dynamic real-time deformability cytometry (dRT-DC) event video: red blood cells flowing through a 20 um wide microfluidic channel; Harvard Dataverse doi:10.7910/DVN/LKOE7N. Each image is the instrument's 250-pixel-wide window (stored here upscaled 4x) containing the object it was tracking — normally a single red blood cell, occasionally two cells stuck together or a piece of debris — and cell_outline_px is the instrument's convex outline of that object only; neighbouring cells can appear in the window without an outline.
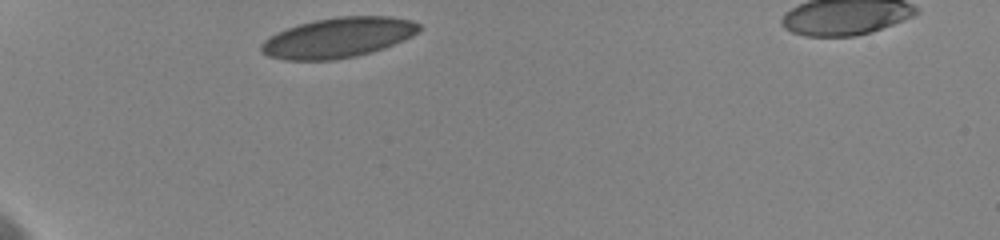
{"species": "human", "species_latin": "Homo sapiens", "temperature_condition": "cold", "stored_images_in_passage": 14, "camera_frame_rate_fps": 3000, "um_per_image_px": 0.085, "donor": {"sex": "female"}, "frame": {"image": 1, "passage_image": 1, "time_ms": 0.0, "image_size_px": [1000, 240], "cell_outline_px": [[420, 28], [412, 36], [384, 48], [356, 56], [332, 60], [284, 60], [268, 56], [260, 52], [260, 44], [264, 40], [276, 32], [300, 24], [316, 20], [336, 16], [388, 16], [412, 20], [420, 24]], "centroid_in_image_um": [28.71, 3.2], "position_along_channel_um": 56.3, "area_um2": 36.82}}